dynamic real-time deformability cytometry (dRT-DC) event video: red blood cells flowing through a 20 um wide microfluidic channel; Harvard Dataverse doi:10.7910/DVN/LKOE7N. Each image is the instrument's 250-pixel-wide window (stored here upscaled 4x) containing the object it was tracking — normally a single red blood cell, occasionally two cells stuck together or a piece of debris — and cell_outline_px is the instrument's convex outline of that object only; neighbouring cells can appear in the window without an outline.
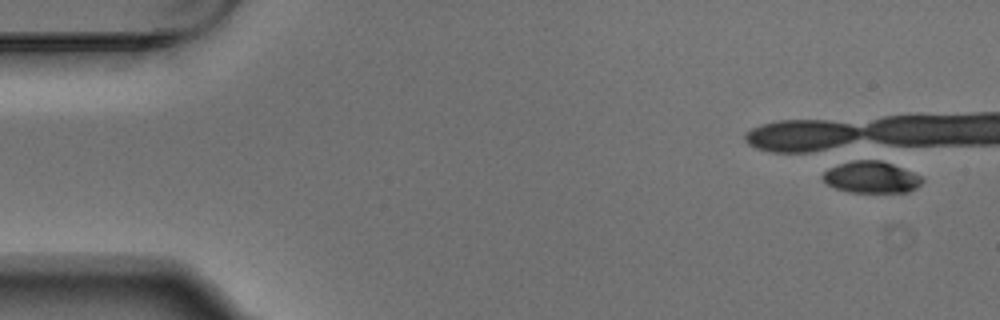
{"species": "Egyptian fruit bat (a non-hibernating species)", "species_latin": "Rousettus aegyptiacus", "temperature_condition": "warm", "stored_images_in_passage": 1, "camera_frame_rate_fps": 3000, "um_per_image_px": 0.085, "animal": {"sex": "male"}, "frame": {"image": 1, "passage_image": 1, "time_ms": 0.0, "image_size_px": [1000, 320], "cell_outline_px": [[924, 180], [916, 188], [908, 192], [848, 192], [836, 188], [828, 184], [824, 180], [824, 172], [828, 168], [852, 160], [872, 156], [912, 172], [920, 176]], "centroid_in_image_um": [74.06, 15.02], "position_along_channel_um": 10.9, "area_um2": 18.55}}